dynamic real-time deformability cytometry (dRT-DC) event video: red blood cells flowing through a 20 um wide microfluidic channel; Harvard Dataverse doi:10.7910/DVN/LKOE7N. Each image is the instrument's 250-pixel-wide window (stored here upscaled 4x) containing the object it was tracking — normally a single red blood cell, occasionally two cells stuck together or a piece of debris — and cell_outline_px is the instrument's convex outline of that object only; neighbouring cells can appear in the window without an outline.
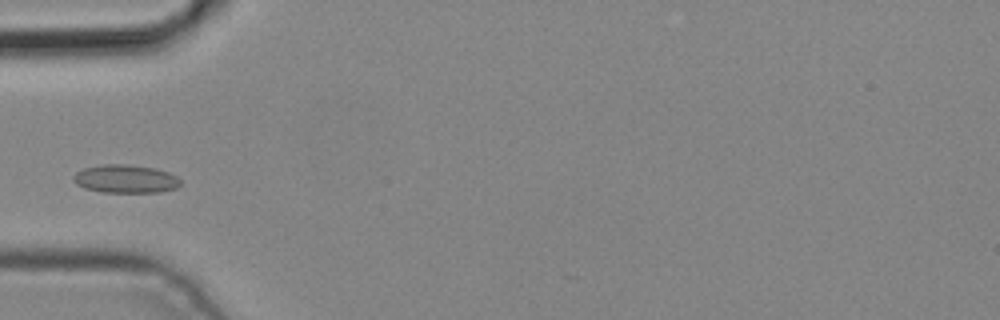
{"species": "common noctule bat (a hibernating species)", "species_latin": "Nyctalus noctula", "temperature_condition": "cold", "stored_images_in_passage": 2, "camera_frame_rate_fps": 3000, "um_per_image_px": 0.085, "animal": {"sex": "male", "body_mass_g": 19.2, "forearm_length_mm": 51.8}, "frame": {"image": 1, "passage_image": 2, "time_ms": 0.333, "image_size_px": [1000, 320], "cell_outline_px": [[180, 184], [176, 188], [160, 192], [100, 192], [84, 188], [76, 184], [72, 180], [72, 176], [76, 172], [84, 168], [104, 164], [128, 164], [156, 168], [168, 172], [176, 176], [180, 180]], "centroid_in_image_um": [10.64, 15.2], "position_along_channel_um": 74.4, "area_um2": 17.74}}